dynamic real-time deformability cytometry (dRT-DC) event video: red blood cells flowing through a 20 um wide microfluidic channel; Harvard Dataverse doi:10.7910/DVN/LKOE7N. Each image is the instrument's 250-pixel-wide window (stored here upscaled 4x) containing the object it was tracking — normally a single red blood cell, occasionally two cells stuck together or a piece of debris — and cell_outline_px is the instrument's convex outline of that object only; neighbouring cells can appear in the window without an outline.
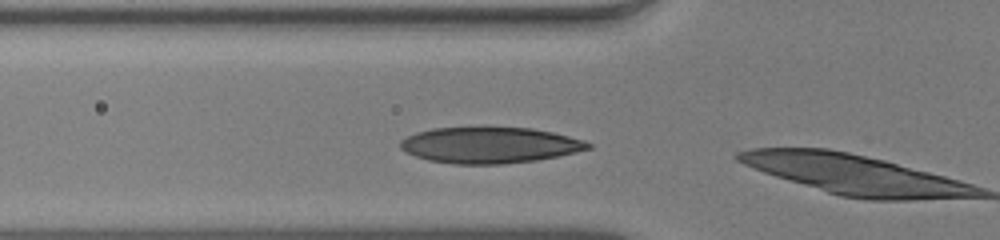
{"species": "human", "species_latin": "Homo sapiens", "temperature_condition": "warm", "stored_images_in_passage": 3, "camera_frame_rate_fps": 3000, "um_per_image_px": 0.085, "donor": {"sex": "male"}, "frame": {"image": 1, "passage_image": 2, "time_ms": 0.333, "image_size_px": [1000, 240], "cell_outline_px": [[592, 148], [576, 152], [536, 160], [504, 164], [452, 164], [428, 160], [404, 152], [400, 148], [400, 140], [416, 132], [432, 128], [532, 128], [552, 132], [584, 140], [592, 144]], "centroid_in_image_um": [41.6, 12.34], "position_along_channel_um": 84.2, "area_um2": 39.3}}